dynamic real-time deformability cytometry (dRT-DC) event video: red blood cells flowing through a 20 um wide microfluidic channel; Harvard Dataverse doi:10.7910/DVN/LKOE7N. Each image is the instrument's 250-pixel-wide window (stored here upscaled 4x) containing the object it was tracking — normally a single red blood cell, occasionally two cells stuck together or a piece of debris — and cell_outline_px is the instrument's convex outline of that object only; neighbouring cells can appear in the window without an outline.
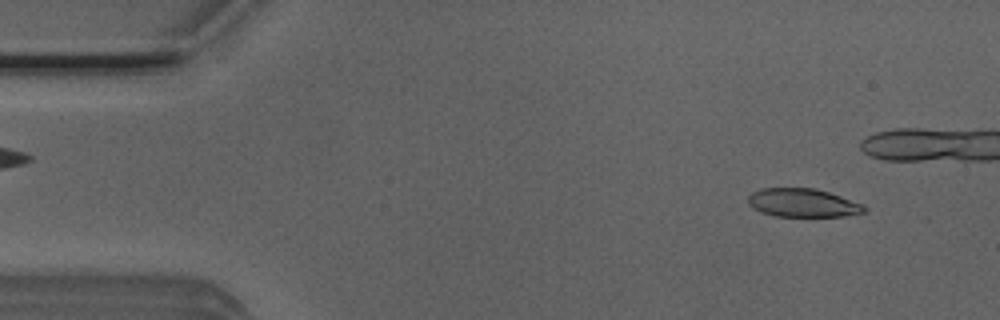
{"species": "Egyptian fruit bat (a non-hibernating species)", "species_latin": "Rousettus aegyptiacus", "temperature_condition": "room temperature", "stored_images_in_passage": 40, "camera_frame_rate_fps": 3000, "um_per_image_px": 0.085, "animal": {"sex": "male"}, "frame": {"image": 1, "passage_image": 4, "time_ms": 1.0, "image_size_px": [1000, 320], "cell_outline_px": [[868, 208], [864, 212], [844, 216], [776, 216], [760, 212], [752, 208], [748, 204], [748, 196], [752, 192], [760, 188], [816, 188], [864, 204]], "centroid_in_image_um": [68.22, 17.24], "position_along_channel_um": 16.8, "area_um2": 19.36}}
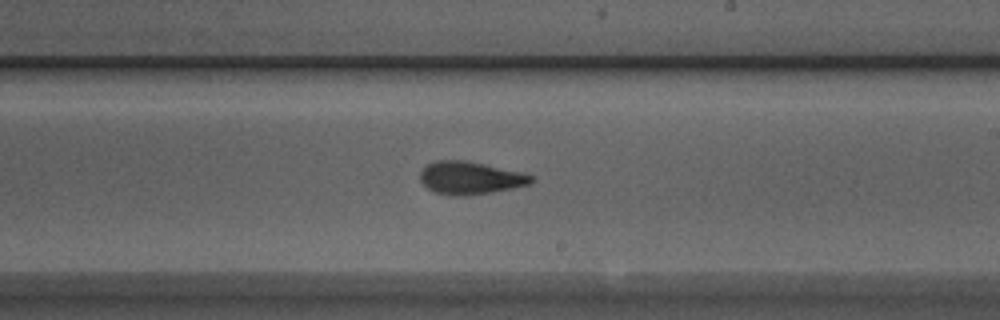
{"frame": {"image": 2, "passage_image": 29, "time_ms": 9.333, "image_size_px": [1000, 320], "cell_outline_px": [[536, 180], [528, 184], [512, 188], [492, 192], [468, 196], [456, 196], [436, 192], [428, 188], [420, 180], [420, 172], [428, 164], [436, 160], [464, 160], [524, 172], [532, 176]], "centroid_in_image_um": [39.99, 15.12], "position_along_channel_um": 249.0, "area_um2": 21.15}}
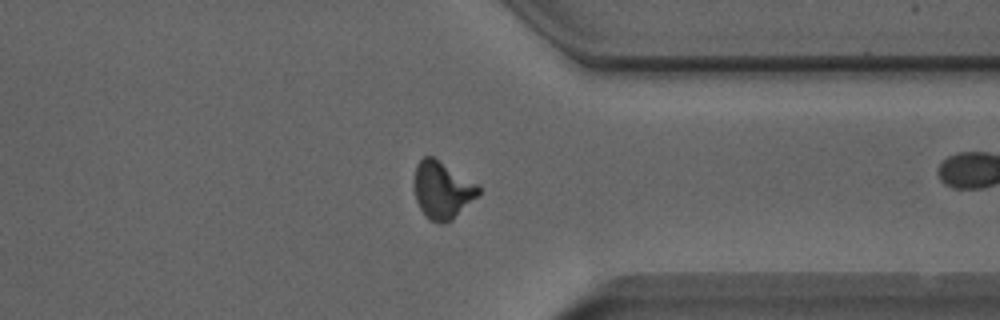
{"frame": {"image": 3, "passage_image": 39, "time_ms": 12.667, "image_size_px": [1000, 320], "cell_outline_px": [[480, 192], [452, 220], [444, 224], [440, 224], [428, 220], [420, 208], [416, 200], [412, 180], [416, 164], [424, 156], [432, 156], [480, 184]], "centroid_in_image_um": [37.56, 16.14], "position_along_channel_um": 373.8, "area_um2": 21.79}}